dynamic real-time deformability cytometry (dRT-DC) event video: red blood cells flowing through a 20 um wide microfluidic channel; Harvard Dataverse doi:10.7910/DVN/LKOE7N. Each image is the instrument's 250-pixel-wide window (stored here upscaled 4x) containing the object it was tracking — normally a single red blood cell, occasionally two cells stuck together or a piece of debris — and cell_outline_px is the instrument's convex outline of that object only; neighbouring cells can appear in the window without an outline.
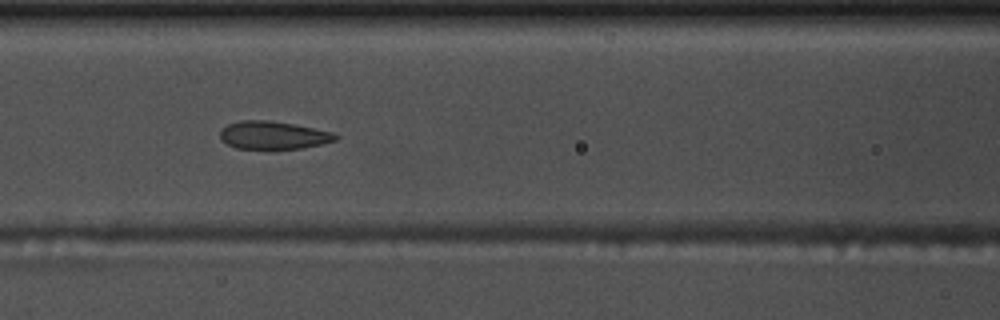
{"species": "common noctule bat (a hibernating species)", "species_latin": "Nyctalus noctula", "temperature_condition": "warm", "stored_images_in_passage": 46, "camera_frame_rate_fps": 3000, "um_per_image_px": 0.085, "animal": {"sex": "male", "body_mass_g": 17.5, "forearm_length_mm": 52.3}, "frame": {"image": 1, "passage_image": 13, "time_ms": 4.0, "image_size_px": [1000, 320], "cell_outline_px": [[340, 136], [336, 140], [320, 144], [300, 148], [236, 148], [220, 140], [220, 132], [228, 124], [240, 120], [268, 120], [292, 124], [332, 132]], "centroid_in_image_um": [23.2, 11.48], "position_along_channel_um": 143.4, "area_um2": 18.44}}
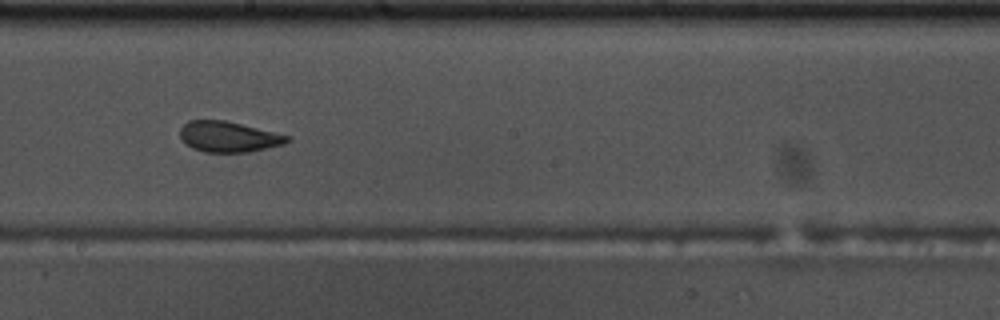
{"frame": {"image": 2, "passage_image": 20, "time_ms": 6.333, "image_size_px": [1000, 320], "cell_outline_px": [[292, 140], [284, 144], [248, 152], [204, 152], [192, 148], [180, 136], [180, 128], [188, 120], [224, 120], [288, 136]], "centroid_in_image_um": [19.4, 11.63], "position_along_channel_um": 228.8, "area_um2": 18.79}}
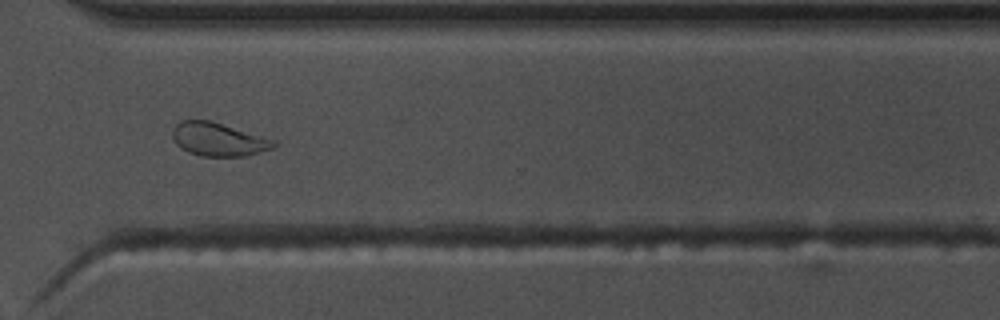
{"frame": {"image": 3, "passage_image": 30, "time_ms": 9.667, "image_size_px": [1000, 320], "cell_outline_px": [[280, 144], [272, 148], [244, 156], [200, 156], [188, 152], [180, 148], [176, 144], [172, 136], [172, 128], [180, 120], [208, 120], [276, 140]], "centroid_in_image_um": [18.54, 11.85], "position_along_channel_um": 352.1, "area_um2": 19.65}, "authors_computed_cell_mechanics": {"area_um2": 19.8543, "velocity_mm_per_s": 3.6835, "shape_relaxation_time_tau1_ms": 5.8251, "shape_relaxation_time_tau2_ms": 1.0567, "deformation_change_tau1": 0.1352, "deformation_change_tau2": 0.0742}}